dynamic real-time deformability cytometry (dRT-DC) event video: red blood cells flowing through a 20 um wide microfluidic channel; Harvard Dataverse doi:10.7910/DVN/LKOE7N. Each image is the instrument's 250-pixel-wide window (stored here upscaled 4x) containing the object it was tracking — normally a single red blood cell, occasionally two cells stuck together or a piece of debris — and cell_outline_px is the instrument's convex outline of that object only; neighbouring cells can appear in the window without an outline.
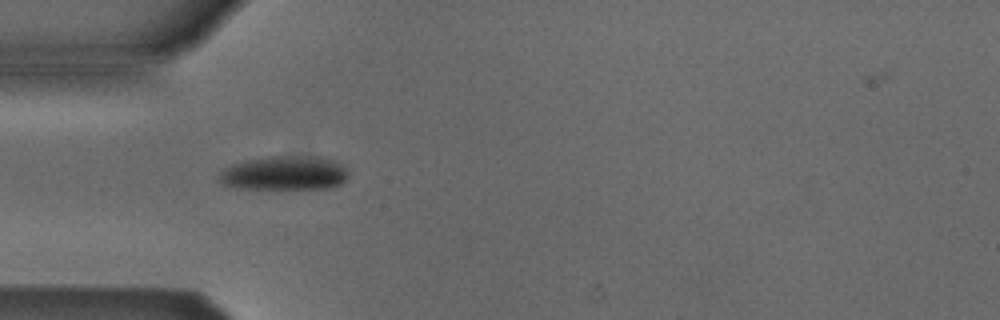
{"species": "Egyptian fruit bat (a non-hibernating species)", "species_latin": "Rousettus aegyptiacus", "temperature_condition": "cold", "stored_images_in_passage": 6, "camera_frame_rate_fps": 3000, "um_per_image_px": 0.085, "animal": {"sex": "male"}, "frame": {"image": 1, "passage_image": 5, "time_ms": 4.667, "image_size_px": [1000, 320], "cell_outline_px": [[348, 176], [340, 184], [328, 188], [236, 188], [224, 184], [220, 180], [220, 172], [224, 168], [232, 164], [248, 160], [268, 156], [324, 156], [340, 164], [348, 172]], "centroid_in_image_um": [24.19, 14.7], "position_along_channel_um": 60.8, "area_um2": 25.49}}